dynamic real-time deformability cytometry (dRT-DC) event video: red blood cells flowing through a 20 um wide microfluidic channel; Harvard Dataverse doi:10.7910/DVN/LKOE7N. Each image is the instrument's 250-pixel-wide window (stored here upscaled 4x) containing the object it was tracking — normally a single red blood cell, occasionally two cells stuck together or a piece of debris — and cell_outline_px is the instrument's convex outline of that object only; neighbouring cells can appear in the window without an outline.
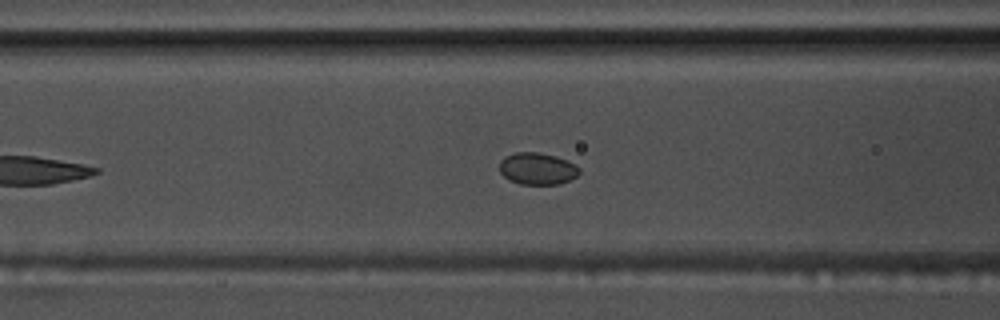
{"species": "common noctule bat (a hibernating species)", "species_latin": "Nyctalus noctula", "temperature_condition": "warm", "stored_images_in_passage": 45, "camera_frame_rate_fps": 3000, "um_per_image_px": 0.085, "animal": {"sex": "male", "body_mass_g": 17.5, "forearm_length_mm": 52.3}, "frame": {"image": 1, "passage_image": 12, "time_ms": 3.667, "image_size_px": [1000, 320], "cell_outline_px": [[580, 172], [576, 176], [560, 184], [520, 184], [508, 180], [500, 172], [500, 160], [504, 156], [516, 152], [540, 152], [556, 156], [568, 160], [576, 164], [580, 168]], "centroid_in_image_um": [45.68, 14.32], "position_along_channel_um": 120.9, "area_um2": 15.03}}
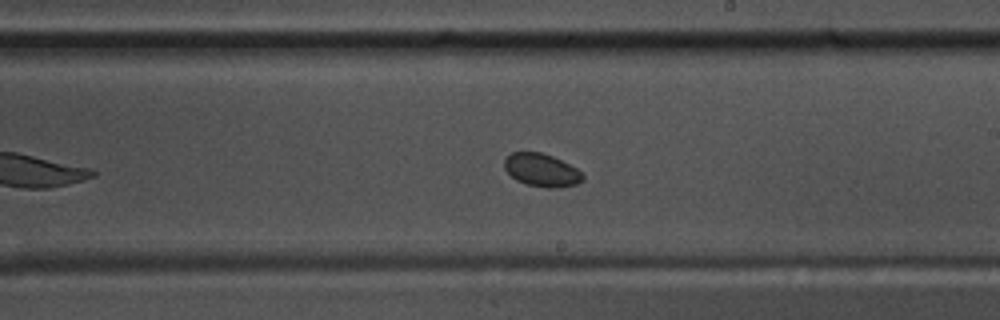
{"frame": {"image": 2, "passage_image": 22, "time_ms": 7.0, "image_size_px": [1000, 320], "cell_outline_px": [[584, 180], [576, 184], [556, 188], [548, 188], [528, 184], [516, 180], [504, 168], [504, 160], [512, 152], [540, 152], [552, 156], [576, 168], [584, 176]], "centroid_in_image_um": [46.03, 14.46], "position_along_channel_um": 243.0, "area_um2": 14.85}}
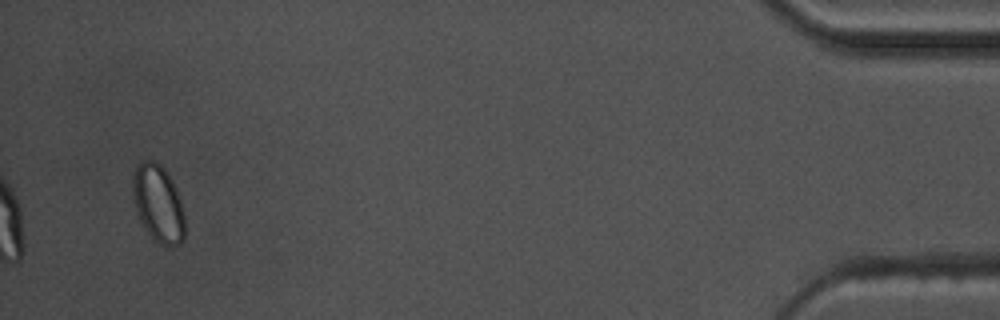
{"frame": {"image": 3, "passage_image": 43, "time_ms": 14.0, "image_size_px": [1000, 320], "cell_outline_px": [[184, 240], [180, 244], [172, 248], [164, 248], [152, 240], [144, 228], [136, 212], [132, 196], [132, 172], [136, 164], [140, 160], [152, 160], [160, 164], [168, 172], [176, 188], [184, 212]], "centroid_in_image_um": [13.42, 17.33], "position_along_channel_um": 421.8, "area_um2": 24.39}}